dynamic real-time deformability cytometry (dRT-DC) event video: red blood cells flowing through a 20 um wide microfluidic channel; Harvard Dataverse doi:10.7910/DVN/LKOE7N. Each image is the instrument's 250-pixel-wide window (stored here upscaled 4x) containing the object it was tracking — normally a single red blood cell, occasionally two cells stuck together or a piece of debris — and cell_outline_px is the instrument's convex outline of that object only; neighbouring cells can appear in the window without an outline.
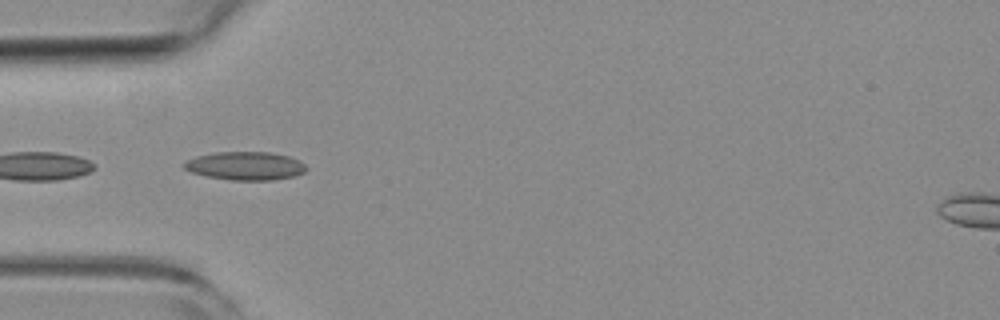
{"species": "common noctule bat (a hibernating species)", "species_latin": "Nyctalus noctula", "temperature_condition": "room temperature", "stored_images_in_passage": 11, "camera_frame_rate_fps": 3000, "um_per_image_px": 0.085, "animal": {"sex": "female", "body_mass_g": 19.3, "forearm_length_mm": 54.1}, "frame": {"image": 1, "passage_image": 5, "time_ms": 1.333, "image_size_px": [1000, 320], "cell_outline_px": [[308, 168], [304, 172], [296, 176], [272, 180], [232, 180], [208, 176], [192, 172], [184, 168], [184, 164], [188, 160], [196, 156], [216, 152], [268, 152], [288, 156], [300, 160]], "centroid_in_image_um": [20.9, 14.1], "position_along_channel_um": 64.1, "area_um2": 20.06}}